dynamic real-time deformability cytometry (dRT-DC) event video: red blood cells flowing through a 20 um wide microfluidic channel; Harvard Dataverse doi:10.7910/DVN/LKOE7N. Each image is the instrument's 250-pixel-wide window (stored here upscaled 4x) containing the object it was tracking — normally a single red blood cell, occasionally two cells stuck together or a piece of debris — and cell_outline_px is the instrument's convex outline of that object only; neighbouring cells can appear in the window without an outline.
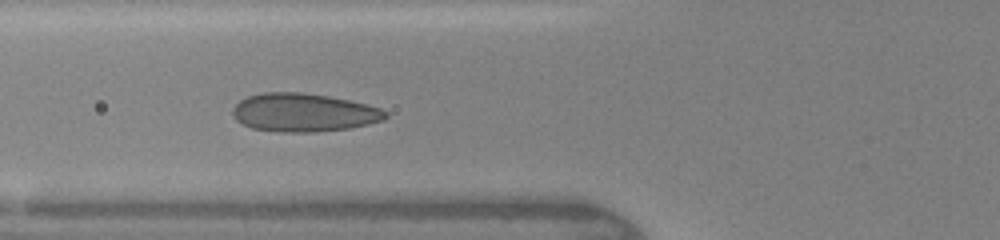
{"species": "human", "species_latin": "Homo sapiens", "temperature_condition": "warm", "stored_images_in_passage": 6, "camera_frame_rate_fps": 3000, "um_per_image_px": 0.085, "donor": {"sex": "female"}, "frame": {"image": 1, "passage_image": 4, "time_ms": 3.667, "image_size_px": [1000, 240], "cell_outline_px": [[388, 116], [384, 120], [368, 124], [348, 128], [312, 132], [280, 132], [252, 128], [236, 120], [232, 112], [232, 108], [240, 100], [248, 96], [264, 92], [300, 92], [328, 96], [348, 100], [380, 108], [388, 112]], "centroid_in_image_um": [25.8, 9.56], "position_along_channel_um": 100.0, "area_um2": 33.99}}